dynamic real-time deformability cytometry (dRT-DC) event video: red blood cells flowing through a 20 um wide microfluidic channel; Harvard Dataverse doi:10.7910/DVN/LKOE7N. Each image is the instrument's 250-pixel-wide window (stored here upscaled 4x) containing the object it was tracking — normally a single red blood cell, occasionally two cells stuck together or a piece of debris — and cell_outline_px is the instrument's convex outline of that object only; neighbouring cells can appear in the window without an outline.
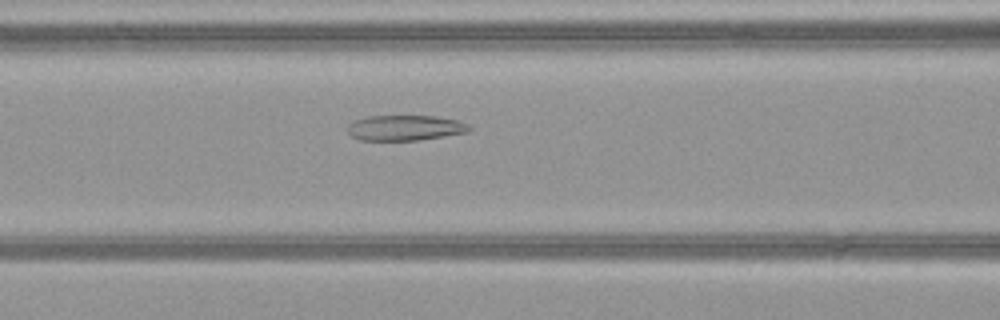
{"species": "common noctule bat (a hibernating species)", "species_latin": "Nyctalus noctula", "temperature_condition": "warm", "stored_images_in_passage": 52, "camera_frame_rate_fps": 3000, "um_per_image_px": 0.085, "animal": {"sex": "female", "body_mass_g": 21.9}, "frame": {"image": 1, "passage_image": 23, "time_ms": 7.333, "image_size_px": [1000, 320], "cell_outline_px": [[472, 128], [468, 132], [420, 140], [360, 140], [352, 136], [348, 132], [348, 124], [356, 120], [368, 116], [436, 116], [456, 120], [468, 124]], "centroid_in_image_um": [34.44, 10.87], "position_along_channel_um": 132.2, "area_um2": 17.92}}
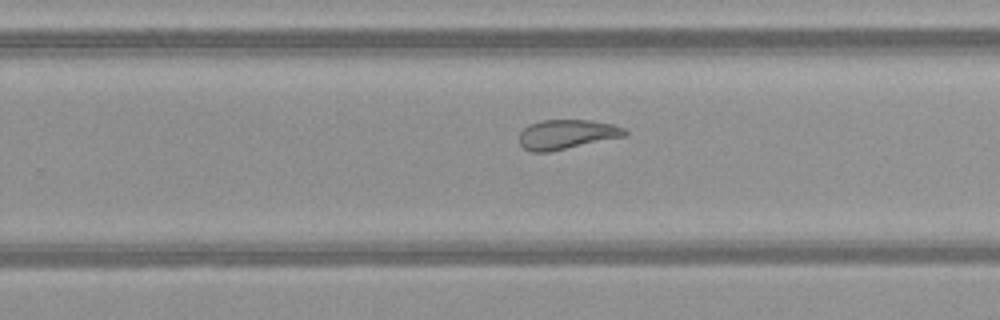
{"frame": {"image": 2, "passage_image": 34, "time_ms": 11.0, "image_size_px": [1000, 320], "cell_outline_px": [[628, 132], [624, 136], [548, 152], [532, 152], [524, 148], [520, 144], [520, 132], [528, 124], [540, 120], [592, 120], [612, 124], [624, 128]], "centroid_in_image_um": [48.14, 11.41], "position_along_channel_um": 281.7, "area_um2": 18.03}}
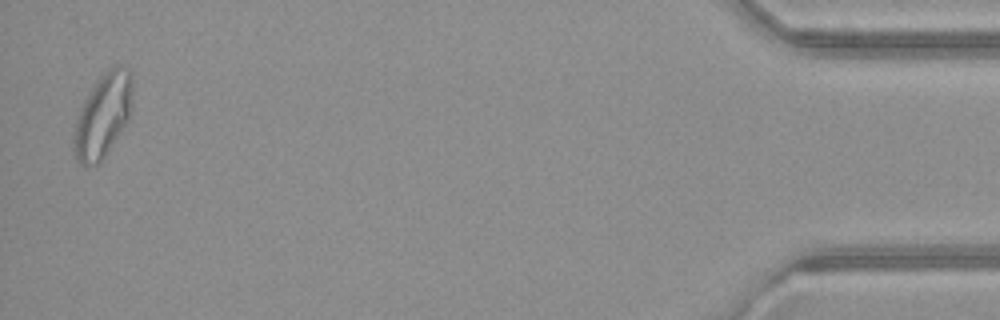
{"frame": {"image": 3, "passage_image": 51, "time_ms": 16.667, "image_size_px": [1000, 320], "cell_outline_px": [[132, 100], [128, 120], [100, 164], [84, 168], [76, 160], [72, 148], [72, 136], [84, 100], [96, 80], [108, 68], [116, 64], [124, 64], [132, 72]], "centroid_in_image_um": [8.74, 9.83], "position_along_channel_um": 426.5, "area_um2": 29.13}, "authors_computed_cell_mechanics": {"area_um2": 24.4494, "velocity_mm_per_s": 4.0905, "shape_relaxation_time_tau1_ms": null, "shape_relaxation_time_tau2_ms": 2.1538, "deformation_change_tau1": null, "deformation_change_tau2": 0.1006}}